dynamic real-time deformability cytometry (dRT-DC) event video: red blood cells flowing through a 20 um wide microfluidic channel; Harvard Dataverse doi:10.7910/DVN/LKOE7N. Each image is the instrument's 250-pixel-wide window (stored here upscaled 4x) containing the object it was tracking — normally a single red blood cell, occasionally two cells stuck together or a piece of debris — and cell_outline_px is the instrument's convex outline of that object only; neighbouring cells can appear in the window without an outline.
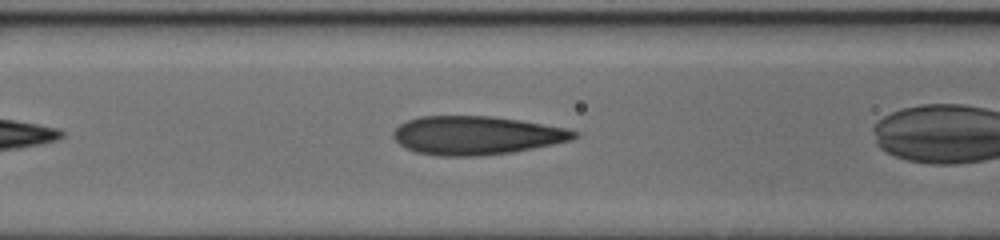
{"species": "human", "species_latin": "Homo sapiens", "temperature_condition": "cold", "stored_images_in_passage": 30, "camera_frame_rate_fps": 3000, "um_per_image_px": 0.085, "donor": {"sex": "female"}, "frame": {"image": 1, "passage_image": 9, "time_ms": 2.667, "image_size_px": [1000, 240], "cell_outline_px": [[580, 136], [572, 140], [512, 152], [480, 156], [440, 156], [416, 152], [404, 148], [392, 136], [392, 132], [400, 124], [408, 120], [420, 116], [492, 116], [520, 120], [568, 128], [580, 132]], "centroid_in_image_um": [40.51, 11.5], "position_along_channel_um": 126.1, "area_um2": 40.81}}
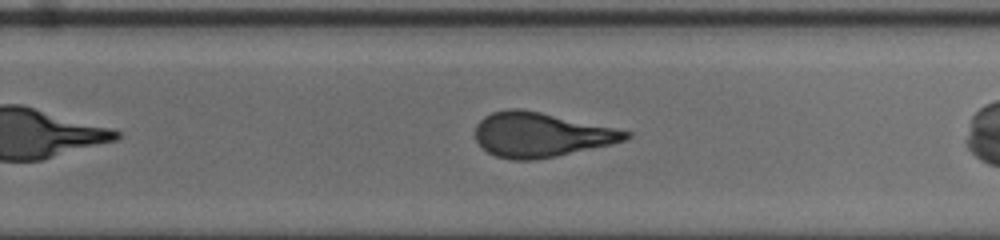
{"frame": {"image": 2, "passage_image": 22, "time_ms": 7.0, "image_size_px": [1000, 240], "cell_outline_px": [[632, 136], [628, 140], [612, 144], [556, 156], [536, 160], [512, 160], [496, 156], [488, 152], [476, 140], [476, 124], [484, 116], [492, 112], [508, 108], [520, 108], [540, 112], [632, 132]], "centroid_in_image_um": [45.97, 11.45], "position_along_channel_um": 283.8, "area_um2": 38.9}}
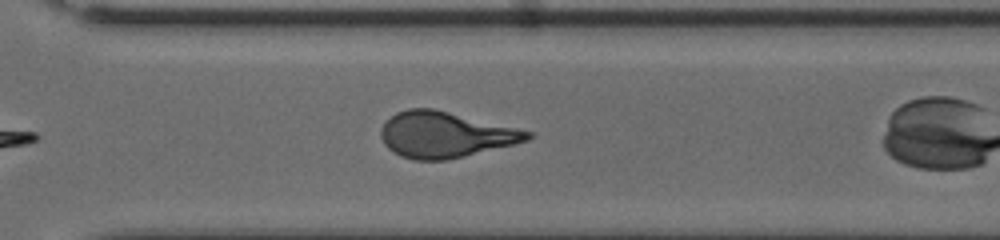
{"frame": {"image": 3, "passage_image": 26, "time_ms": 8.333, "image_size_px": [1000, 240], "cell_outline_px": [[532, 136], [528, 140], [448, 160], [412, 160], [400, 156], [392, 152], [384, 144], [380, 136], [380, 128], [384, 120], [396, 112], [408, 108], [432, 108], [532, 132]], "centroid_in_image_um": [37.74, 11.45], "position_along_channel_um": 332.9, "area_um2": 38.9}}